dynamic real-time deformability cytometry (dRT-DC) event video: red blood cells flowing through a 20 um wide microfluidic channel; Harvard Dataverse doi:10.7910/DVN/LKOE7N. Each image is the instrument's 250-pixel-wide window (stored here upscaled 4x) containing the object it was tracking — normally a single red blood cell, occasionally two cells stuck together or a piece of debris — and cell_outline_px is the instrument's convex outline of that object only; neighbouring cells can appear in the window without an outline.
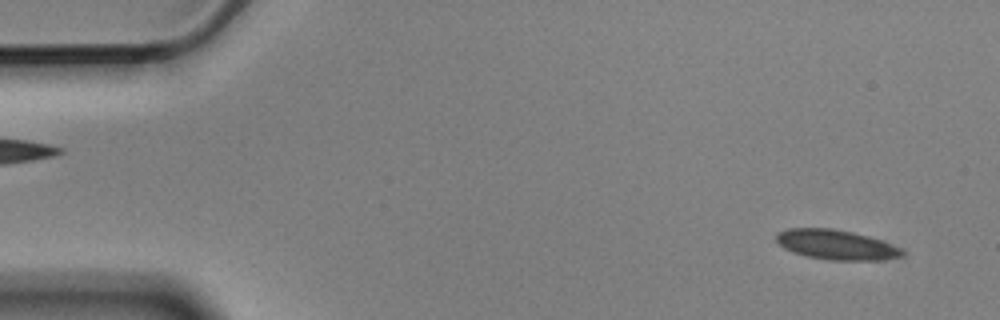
{"species": "Egyptian fruit bat (a non-hibernating species)", "species_latin": "Rousettus aegyptiacus", "temperature_condition": "cold", "stored_images_in_passage": 5, "segment_of_instrument_passage": [1, 2], "camera_frame_rate_fps": 3000, "um_per_image_px": 0.085, "animal": {"sex": "male"}, "frame": {"image": 1, "passage_image": 1, "time_ms": 0.0, "image_size_px": [1000, 320], "cell_outline_px": [[904, 256], [884, 260], [832, 260], [808, 256], [792, 252], [784, 248], [776, 240], [776, 236], [780, 232], [788, 228], [832, 228], [852, 232], [868, 236], [880, 240], [900, 248], [904, 252]], "centroid_in_image_um": [71.09, 20.8], "position_along_channel_um": 13.9, "area_um2": 21.68}}
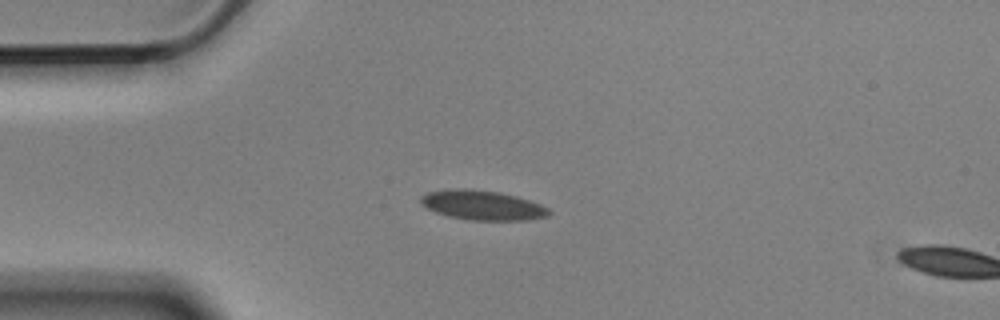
{"frame": {"image": 2, "passage_image": 4, "time_ms": 1.0, "image_size_px": [1000, 320], "cell_outline_px": [[552, 212], [548, 216], [528, 220], [472, 220], [448, 216], [436, 212], [420, 204], [420, 196], [428, 192], [456, 188], [464, 188], [500, 192], [516, 196], [540, 204], [548, 208]], "centroid_in_image_um": [41.01, 17.44], "position_along_channel_um": 44.0, "area_um2": 22.08}}